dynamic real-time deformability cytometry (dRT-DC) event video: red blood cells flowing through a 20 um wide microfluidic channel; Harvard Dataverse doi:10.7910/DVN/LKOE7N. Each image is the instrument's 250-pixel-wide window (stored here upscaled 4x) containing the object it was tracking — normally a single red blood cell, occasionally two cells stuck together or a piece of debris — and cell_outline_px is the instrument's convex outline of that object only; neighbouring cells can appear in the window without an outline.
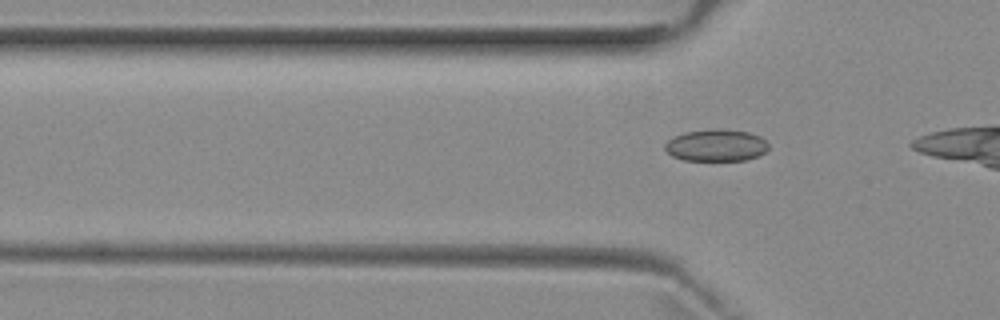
{"species": "common noctule bat (a hibernating species)", "species_latin": "Nyctalus noctula", "temperature_condition": "room temperature", "stored_images_in_passage": 5, "camera_frame_rate_fps": 3000, "um_per_image_px": 0.085, "animal": {"sex": "female", "body_mass_g": 29.2, "forearm_length_mm": 56.3}, "frame": {"image": 1, "passage_image": 5, "time_ms": 5.667, "image_size_px": [1000, 320], "cell_outline_px": [[768, 148], [760, 156], [748, 160], [684, 160], [672, 156], [664, 148], [664, 144], [668, 140], [684, 132], [720, 128], [748, 132], [760, 136], [768, 144]], "centroid_in_image_um": [60.89, 12.35], "position_along_channel_um": 64.9, "area_um2": 19.31}}